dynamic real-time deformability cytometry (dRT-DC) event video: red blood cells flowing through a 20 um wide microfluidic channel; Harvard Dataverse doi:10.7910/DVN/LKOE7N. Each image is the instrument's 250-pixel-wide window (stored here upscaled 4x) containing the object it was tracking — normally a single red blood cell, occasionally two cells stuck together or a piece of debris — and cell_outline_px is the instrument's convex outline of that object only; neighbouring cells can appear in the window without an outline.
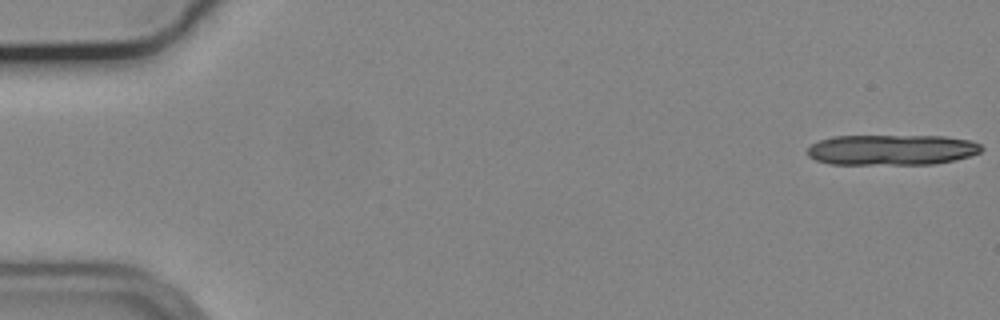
{"species": "common noctule bat (a hibernating species)", "species_latin": "Nyctalus noctula", "temperature_condition": "cold", "stored_images_in_passage": 14, "camera_frame_rate_fps": 3000, "um_per_image_px": 0.085, "animal": {"sex": "male", "body_mass_g": 19.2, "forearm_length_mm": 51.8}, "frame": {"image": 1, "passage_image": 1, "time_ms": 0.0, "image_size_px": [1000, 320], "cell_outline_px": [[984, 148], [980, 152], [956, 160], [932, 164], [832, 164], [816, 160], [808, 156], [804, 152], [812, 144], [820, 140], [836, 136], [944, 136], [972, 140], [980, 144]], "centroid_in_image_um": [75.8, 12.73], "position_along_channel_um": 9.2, "area_um2": 31.1}}